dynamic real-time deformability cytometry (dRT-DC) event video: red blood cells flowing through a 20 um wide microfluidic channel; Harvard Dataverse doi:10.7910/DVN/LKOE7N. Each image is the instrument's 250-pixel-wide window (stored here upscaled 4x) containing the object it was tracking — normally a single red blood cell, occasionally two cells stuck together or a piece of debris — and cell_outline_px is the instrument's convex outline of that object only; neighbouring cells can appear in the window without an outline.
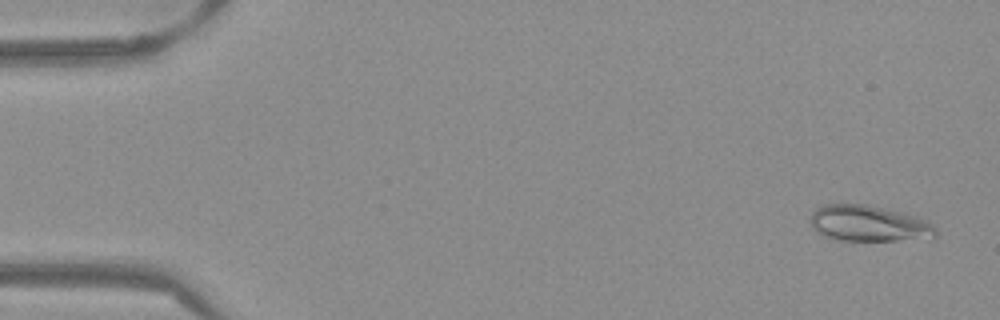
{"species": "Egyptian fruit bat (a non-hibernating species)", "species_latin": "Rousettus aegyptiacus", "temperature_condition": "warm", "stored_images_in_passage": 53, "camera_frame_rate_fps": 3000, "um_per_image_px": 0.085, "frame": {"image": 1, "passage_image": 3, "time_ms": 0.667, "image_size_px": [1000, 320], "cell_outline_px": [[936, 236], [932, 240], [836, 240], [820, 236], [812, 228], [808, 216], [816, 208], [824, 204], [868, 204], [916, 216], [932, 224], [936, 228]], "centroid_in_image_um": [73.82, 19.01], "position_along_channel_um": 11.2, "area_um2": 26.88}}
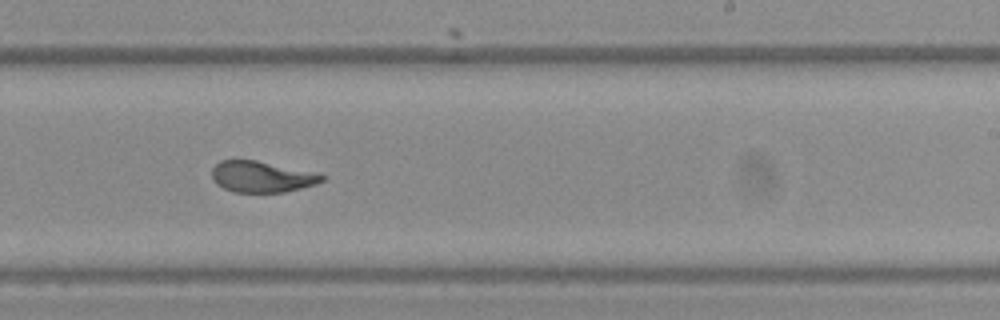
{"frame": {"image": 2, "passage_image": 33, "time_ms": 10.667, "image_size_px": [1000, 320], "cell_outline_px": [[328, 176], [324, 180], [316, 184], [284, 192], [236, 192], [224, 188], [216, 184], [212, 180], [212, 168], [220, 160], [256, 160], [320, 172]], "centroid_in_image_um": [22.3, 15.01], "position_along_channel_um": 266.7, "area_um2": 20.29}}
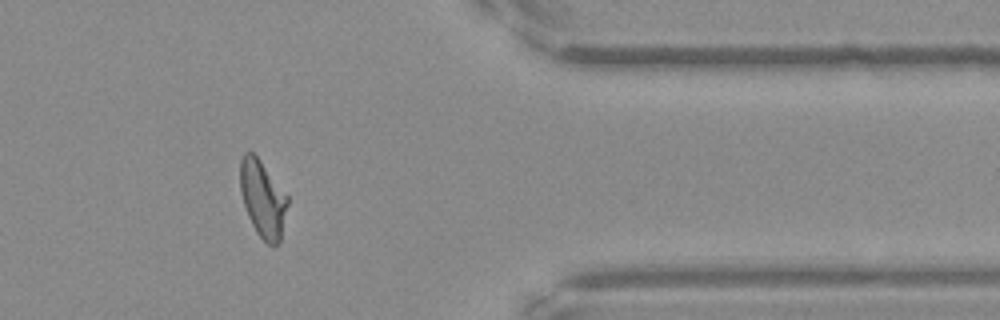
{"frame": {"image": 3, "passage_image": 44, "time_ms": 14.333, "image_size_px": [1000, 320], "cell_outline_px": [[288, 204], [280, 240], [272, 248], [256, 232], [248, 216], [240, 192], [240, 160], [244, 152], [252, 152], [260, 160], [288, 196]], "centroid_in_image_um": [22.33, 16.9], "position_along_channel_um": 389.1, "area_um2": 21.1}, "authors_computed_cell_mechanics": {"area_um2": 21.7328, "velocity_mm_per_s": 3.8737, "shape_relaxation_time_tau1_ms": null, "shape_relaxation_time_tau2_ms": 0.9193, "deformation_change_tau1": null, "deformation_change_tau2": 0.0619}}